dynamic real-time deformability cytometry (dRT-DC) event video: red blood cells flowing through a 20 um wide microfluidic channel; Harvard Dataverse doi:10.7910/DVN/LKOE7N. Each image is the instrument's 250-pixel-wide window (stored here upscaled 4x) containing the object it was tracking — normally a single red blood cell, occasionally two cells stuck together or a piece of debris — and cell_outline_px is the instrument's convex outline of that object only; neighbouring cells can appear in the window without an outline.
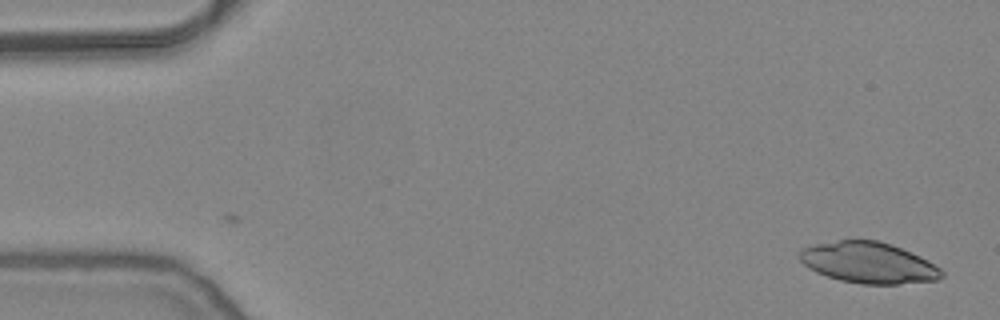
{"species": "common noctule bat (a hibernating species)", "species_latin": "Nyctalus noctula", "temperature_condition": "warm", "stored_images_in_passage": 52, "camera_frame_rate_fps": 3000, "um_per_image_px": 0.085, "animal": {"sex": "female", "body_mass_g": 24.6, "forearm_length_mm": 56.2}, "frame": {"image": 1, "passage_image": 1, "time_ms": 0.0, "image_size_px": [1000, 320], "cell_outline_px": [[944, 276], [940, 280], [900, 284], [860, 284], [840, 280], [816, 272], [808, 268], [800, 260], [800, 252], [804, 248], [812, 244], [840, 240], [880, 240], [892, 244], [920, 256], [940, 268], [944, 272]], "centroid_in_image_um": [73.85, 22.33], "position_along_channel_um": 11.1, "area_um2": 34.1}}